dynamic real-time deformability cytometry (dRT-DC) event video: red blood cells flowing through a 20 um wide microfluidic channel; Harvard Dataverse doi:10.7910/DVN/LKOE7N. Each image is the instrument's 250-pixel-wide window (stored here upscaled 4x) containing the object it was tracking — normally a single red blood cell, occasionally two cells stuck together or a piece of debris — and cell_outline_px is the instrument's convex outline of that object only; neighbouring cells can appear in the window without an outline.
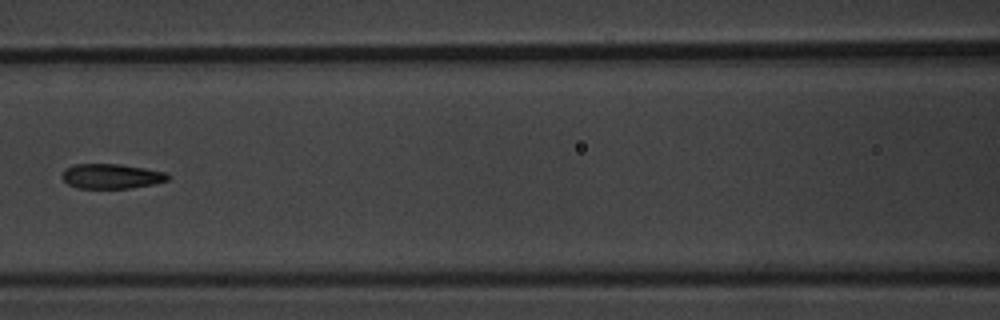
{"species": "common noctule bat (a hibernating species)", "species_latin": "Nyctalus noctula", "temperature_condition": "warm", "stored_images_in_passage": 7, "camera_frame_rate_fps": 3000, "um_per_image_px": 0.085, "animal": {"sex": "male", "body_mass_g": 20.1, "forearm_length_mm": 53.5}, "frame": {"image": 1, "passage_image": 7, "time_ms": 7.0, "image_size_px": [1000, 320], "cell_outline_px": [[168, 180], [152, 184], [128, 188], [76, 188], [68, 184], [60, 176], [64, 168], [76, 164], [120, 164], [168, 172]], "centroid_in_image_um": [9.43, 14.97], "position_along_channel_um": 157.2, "area_um2": 15.32}}